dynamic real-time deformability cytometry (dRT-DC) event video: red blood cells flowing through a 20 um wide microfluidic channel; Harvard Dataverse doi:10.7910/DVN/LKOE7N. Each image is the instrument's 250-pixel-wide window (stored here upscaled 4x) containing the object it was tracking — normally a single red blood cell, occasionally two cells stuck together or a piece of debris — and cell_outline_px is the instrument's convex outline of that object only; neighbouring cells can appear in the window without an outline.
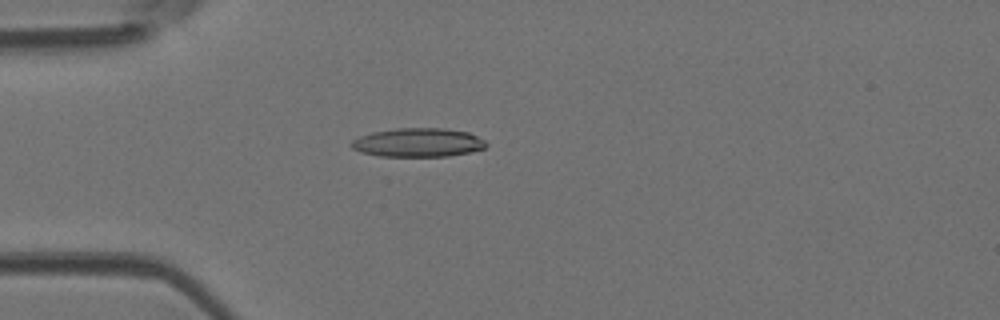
{"species": "Egyptian fruit bat (a non-hibernating species)", "species_latin": "Rousettus aegyptiacus", "temperature_condition": "room temperature", "stored_images_in_passage": 5, "camera_frame_rate_fps": 3000, "um_per_image_px": 0.085, "animal": {"sex": "female"}, "frame": {"image": 1, "passage_image": 4, "time_ms": 1.0, "image_size_px": [1000, 320], "cell_outline_px": [[488, 144], [484, 148], [468, 152], [448, 156], [380, 156], [360, 152], [352, 148], [348, 144], [352, 140], [360, 136], [372, 132], [396, 128], [440, 128], [468, 132], [484, 140]], "centroid_in_image_um": [35.49, 12.11], "position_along_channel_um": 49.5, "area_um2": 22.54}}